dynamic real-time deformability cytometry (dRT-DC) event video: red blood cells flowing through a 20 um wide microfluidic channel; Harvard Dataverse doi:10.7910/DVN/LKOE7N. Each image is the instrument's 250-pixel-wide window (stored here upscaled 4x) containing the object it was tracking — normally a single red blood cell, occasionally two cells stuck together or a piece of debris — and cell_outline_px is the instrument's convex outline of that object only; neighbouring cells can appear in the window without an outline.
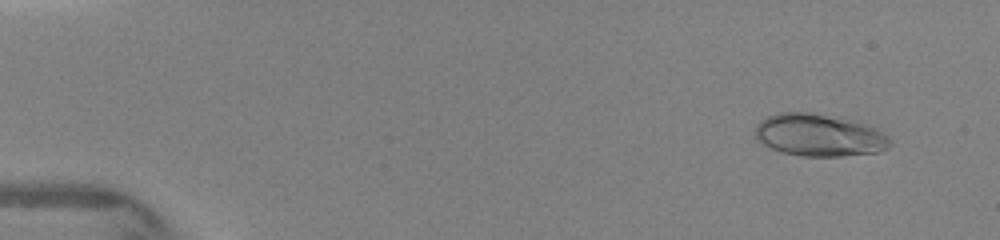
{"species": "human", "species_latin": "Homo sapiens", "temperature_condition": "warm", "stored_images_in_passage": 12, "camera_frame_rate_fps": 3000, "um_per_image_px": 0.085, "donor": {"sex": "female"}, "frame": {"image": 1, "passage_image": 6, "time_ms": 1.0, "image_size_px": [1000, 240], "cell_outline_px": [[892, 144], [888, 148], [876, 152], [840, 156], [800, 156], [780, 152], [756, 140], [756, 124], [760, 120], [768, 116], [780, 112], [812, 112], [864, 124], [876, 128], [884, 132], [892, 140]], "centroid_in_image_um": [69.62, 11.5], "position_along_channel_um": 15.4, "area_um2": 33.18}}